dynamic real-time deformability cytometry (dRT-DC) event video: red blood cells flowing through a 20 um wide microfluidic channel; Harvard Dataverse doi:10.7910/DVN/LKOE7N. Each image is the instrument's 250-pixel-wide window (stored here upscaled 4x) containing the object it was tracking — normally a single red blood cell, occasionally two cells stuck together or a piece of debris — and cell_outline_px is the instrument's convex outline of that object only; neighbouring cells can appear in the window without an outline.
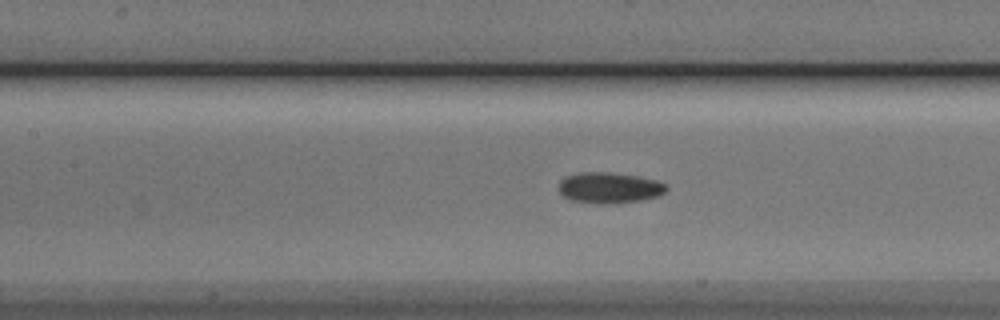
{"species": "Egyptian fruit bat (a non-hibernating species)", "species_latin": "Rousettus aegyptiacus", "temperature_condition": "cold", "stored_images_in_passage": 38, "camera_frame_rate_fps": 3000, "um_per_image_px": 0.085, "animal": {"sex": "male"}, "frame": {"image": 1, "passage_image": 19, "time_ms": 6.0, "image_size_px": [1000, 320], "cell_outline_px": [[668, 188], [660, 196], [640, 200], [616, 204], [600, 204], [572, 200], [564, 196], [560, 192], [560, 180], [564, 176], [576, 172], [612, 172], [640, 176], [656, 180], [664, 184]], "centroid_in_image_um": [51.8, 15.95], "position_along_channel_um": 155.6, "area_um2": 19.59}}
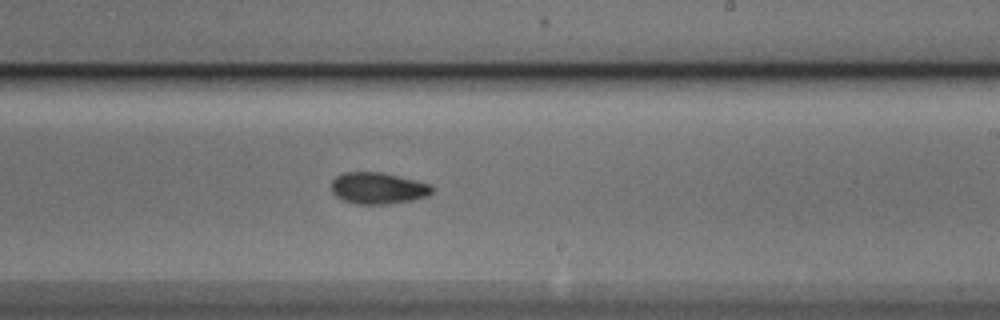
{"frame": {"image": 2, "passage_image": 27, "time_ms": 8.667, "image_size_px": [1000, 320], "cell_outline_px": [[432, 192], [428, 196], [412, 200], [388, 204], [356, 204], [344, 200], [336, 196], [332, 192], [332, 180], [336, 176], [344, 172], [380, 172], [400, 176], [432, 184]], "centroid_in_image_um": [32.14, 15.99], "position_along_channel_um": 256.9, "area_um2": 18.55}}
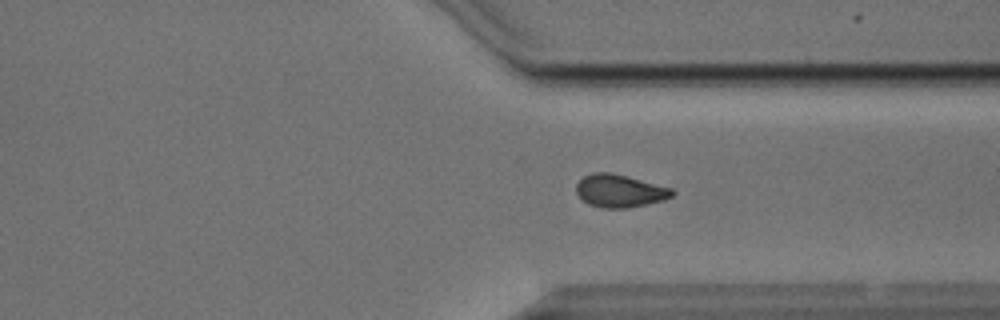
{"frame": {"image": 3, "passage_image": 35, "time_ms": 11.333, "image_size_px": [1000, 320], "cell_outline_px": [[676, 192], [672, 196], [664, 200], [628, 208], [604, 208], [588, 204], [576, 192], [576, 184], [584, 176], [592, 172], [612, 172], [628, 176], [672, 188]], "centroid_in_image_um": [52.69, 16.21], "position_along_channel_um": 358.7, "area_um2": 18.38}}